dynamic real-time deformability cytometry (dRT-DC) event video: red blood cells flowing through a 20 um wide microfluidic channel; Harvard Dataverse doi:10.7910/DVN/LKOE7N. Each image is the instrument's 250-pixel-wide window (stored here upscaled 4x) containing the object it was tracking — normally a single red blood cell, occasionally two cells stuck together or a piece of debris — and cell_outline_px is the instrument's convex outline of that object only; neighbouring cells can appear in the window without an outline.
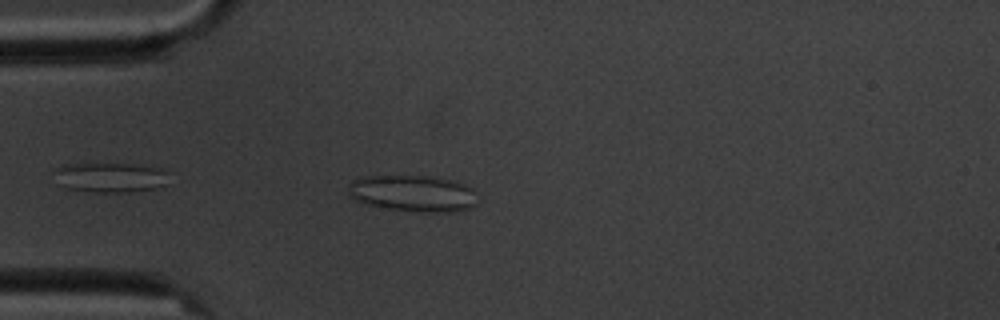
{"species": "common noctule bat (a hibernating species)", "species_latin": "Nyctalus noctula", "temperature_condition": "cold", "stored_images_in_passage": 9, "camera_frame_rate_fps": 3000, "um_per_image_px": 0.085, "animal": {"sex": "male", "body_mass_g": 20.1, "forearm_length_mm": 53.5}, "frame": {"image": 1, "passage_image": 4, "time_ms": 4.333, "image_size_px": [1000, 320], "cell_outline_px": [[476, 204], [468, 208], [452, 212], [420, 212], [388, 208], [368, 204], [356, 200], [348, 196], [348, 184], [352, 180], [360, 176], [432, 176], [456, 180], [464, 184], [472, 192]], "centroid_in_image_um": [35.04, 16.42], "position_along_channel_um": 50.0, "area_um2": 27.4}}
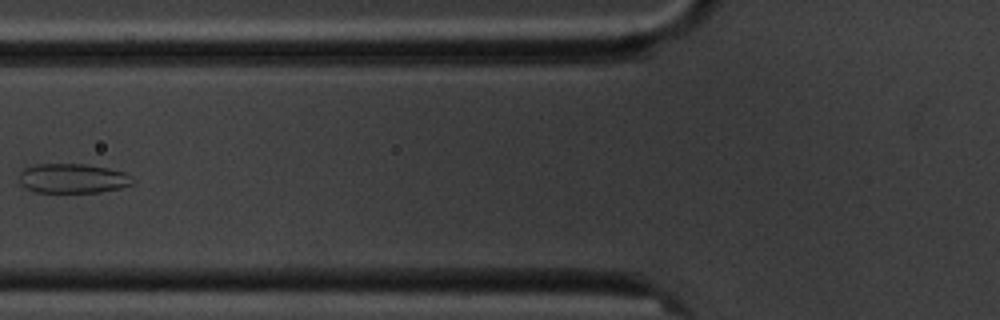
{"frame": {"image": 2, "passage_image": 6, "time_ms": 6.667, "image_size_px": [1000, 320], "cell_outline_px": [[136, 184], [120, 188], [100, 192], [36, 192], [20, 184], [20, 172], [24, 168], [36, 164], [84, 164], [108, 168], [124, 172], [132, 176], [136, 180]], "centroid_in_image_um": [6.24, 15.16], "position_along_channel_um": 119.6, "area_um2": 19.65}}
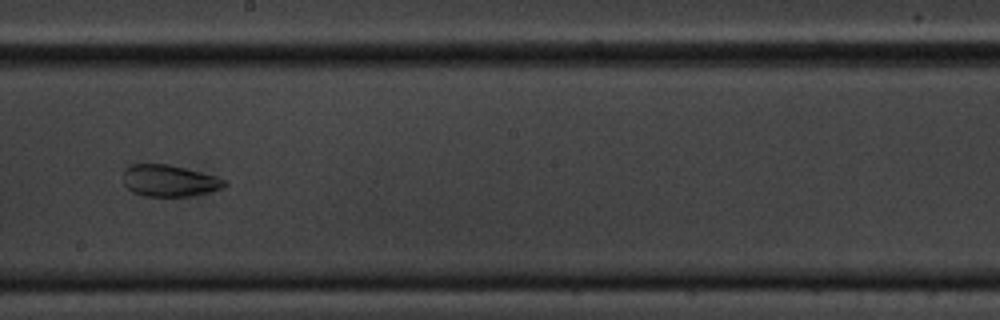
{"frame": {"image": 3, "passage_image": 9, "time_ms": 10.0, "image_size_px": [1000, 320], "cell_outline_px": [[228, 184], [224, 188], [208, 192], [188, 196], [144, 196], [132, 192], [124, 184], [124, 168], [128, 164], [168, 164], [216, 176], [228, 180]], "centroid_in_image_um": [14.4, 15.36], "position_along_channel_um": 233.8, "area_um2": 18.79}}